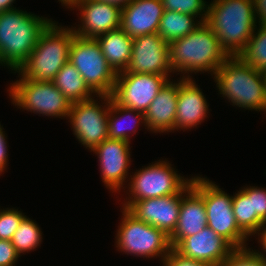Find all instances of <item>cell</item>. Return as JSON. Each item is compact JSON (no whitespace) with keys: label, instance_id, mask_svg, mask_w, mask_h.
Wrapping results in <instances>:
<instances>
[{"label":"cell","instance_id":"obj_39","mask_svg":"<svg viewBox=\"0 0 266 266\" xmlns=\"http://www.w3.org/2000/svg\"><path fill=\"white\" fill-rule=\"evenodd\" d=\"M98 1L111 3L119 6L120 8H123L124 6L128 5L132 0H98Z\"/></svg>","mask_w":266,"mask_h":266},{"label":"cell","instance_id":"obj_3","mask_svg":"<svg viewBox=\"0 0 266 266\" xmlns=\"http://www.w3.org/2000/svg\"><path fill=\"white\" fill-rule=\"evenodd\" d=\"M218 93L232 106L266 113V76L239 56H229L213 75Z\"/></svg>","mask_w":266,"mask_h":266},{"label":"cell","instance_id":"obj_6","mask_svg":"<svg viewBox=\"0 0 266 266\" xmlns=\"http://www.w3.org/2000/svg\"><path fill=\"white\" fill-rule=\"evenodd\" d=\"M122 209L121 223L115 236V247L122 254L140 258H160L162 260L171 250L169 236L160 229L137 219L126 208Z\"/></svg>","mask_w":266,"mask_h":266},{"label":"cell","instance_id":"obj_40","mask_svg":"<svg viewBox=\"0 0 266 266\" xmlns=\"http://www.w3.org/2000/svg\"><path fill=\"white\" fill-rule=\"evenodd\" d=\"M58 1L59 3L61 2L62 6L66 8L72 3V0H58Z\"/></svg>","mask_w":266,"mask_h":266},{"label":"cell","instance_id":"obj_20","mask_svg":"<svg viewBox=\"0 0 266 266\" xmlns=\"http://www.w3.org/2000/svg\"><path fill=\"white\" fill-rule=\"evenodd\" d=\"M174 81L169 79L165 83L144 113L149 132L161 134L175 131L178 82Z\"/></svg>","mask_w":266,"mask_h":266},{"label":"cell","instance_id":"obj_24","mask_svg":"<svg viewBox=\"0 0 266 266\" xmlns=\"http://www.w3.org/2000/svg\"><path fill=\"white\" fill-rule=\"evenodd\" d=\"M53 83L71 103L86 101L96 96L86 85L79 71L70 62H67L59 70Z\"/></svg>","mask_w":266,"mask_h":266},{"label":"cell","instance_id":"obj_9","mask_svg":"<svg viewBox=\"0 0 266 266\" xmlns=\"http://www.w3.org/2000/svg\"><path fill=\"white\" fill-rule=\"evenodd\" d=\"M7 92L13 105L39 116L67 119L72 106L53 81L18 79Z\"/></svg>","mask_w":266,"mask_h":266},{"label":"cell","instance_id":"obj_1","mask_svg":"<svg viewBox=\"0 0 266 266\" xmlns=\"http://www.w3.org/2000/svg\"><path fill=\"white\" fill-rule=\"evenodd\" d=\"M169 62L173 73L182 78H193L191 74L210 73L216 70L229 57L221 48L219 39L206 22H201L192 32L170 42Z\"/></svg>","mask_w":266,"mask_h":266},{"label":"cell","instance_id":"obj_37","mask_svg":"<svg viewBox=\"0 0 266 266\" xmlns=\"http://www.w3.org/2000/svg\"><path fill=\"white\" fill-rule=\"evenodd\" d=\"M258 243L260 244V248H262L260 250H256V252L263 258L266 260V225L256 234Z\"/></svg>","mask_w":266,"mask_h":266},{"label":"cell","instance_id":"obj_35","mask_svg":"<svg viewBox=\"0 0 266 266\" xmlns=\"http://www.w3.org/2000/svg\"><path fill=\"white\" fill-rule=\"evenodd\" d=\"M5 131L0 123V175L7 170L8 167V145H7V134L5 135Z\"/></svg>","mask_w":266,"mask_h":266},{"label":"cell","instance_id":"obj_33","mask_svg":"<svg viewBox=\"0 0 266 266\" xmlns=\"http://www.w3.org/2000/svg\"><path fill=\"white\" fill-rule=\"evenodd\" d=\"M162 263V266H212L206 262L185 257L173 247L162 260Z\"/></svg>","mask_w":266,"mask_h":266},{"label":"cell","instance_id":"obj_13","mask_svg":"<svg viewBox=\"0 0 266 266\" xmlns=\"http://www.w3.org/2000/svg\"><path fill=\"white\" fill-rule=\"evenodd\" d=\"M130 144L107 138L92 150L98 157L102 182L111 193H120L122 188L125 192L131 165Z\"/></svg>","mask_w":266,"mask_h":266},{"label":"cell","instance_id":"obj_34","mask_svg":"<svg viewBox=\"0 0 266 266\" xmlns=\"http://www.w3.org/2000/svg\"><path fill=\"white\" fill-rule=\"evenodd\" d=\"M19 257L10 240L0 239V266H15Z\"/></svg>","mask_w":266,"mask_h":266},{"label":"cell","instance_id":"obj_15","mask_svg":"<svg viewBox=\"0 0 266 266\" xmlns=\"http://www.w3.org/2000/svg\"><path fill=\"white\" fill-rule=\"evenodd\" d=\"M191 188L190 181L178 194L134 201L126 209L137 219L170 236L177 226L181 199Z\"/></svg>","mask_w":266,"mask_h":266},{"label":"cell","instance_id":"obj_25","mask_svg":"<svg viewBox=\"0 0 266 266\" xmlns=\"http://www.w3.org/2000/svg\"><path fill=\"white\" fill-rule=\"evenodd\" d=\"M196 18L179 12L164 11L157 33L169 44L183 38L199 26L201 21Z\"/></svg>","mask_w":266,"mask_h":266},{"label":"cell","instance_id":"obj_26","mask_svg":"<svg viewBox=\"0 0 266 266\" xmlns=\"http://www.w3.org/2000/svg\"><path fill=\"white\" fill-rule=\"evenodd\" d=\"M42 231L35 220L25 216L20 226L15 231L11 240L16 252L21 257L23 254L35 251L42 244Z\"/></svg>","mask_w":266,"mask_h":266},{"label":"cell","instance_id":"obj_18","mask_svg":"<svg viewBox=\"0 0 266 266\" xmlns=\"http://www.w3.org/2000/svg\"><path fill=\"white\" fill-rule=\"evenodd\" d=\"M175 249L185 257L219 266L234 247L207 226L199 233L184 238Z\"/></svg>","mask_w":266,"mask_h":266},{"label":"cell","instance_id":"obj_4","mask_svg":"<svg viewBox=\"0 0 266 266\" xmlns=\"http://www.w3.org/2000/svg\"><path fill=\"white\" fill-rule=\"evenodd\" d=\"M206 23L228 56H238L257 27L253 0H211Z\"/></svg>","mask_w":266,"mask_h":266},{"label":"cell","instance_id":"obj_21","mask_svg":"<svg viewBox=\"0 0 266 266\" xmlns=\"http://www.w3.org/2000/svg\"><path fill=\"white\" fill-rule=\"evenodd\" d=\"M207 227L204 199L191 188L181 199L179 218L174 232L169 236L175 248L184 238L193 236Z\"/></svg>","mask_w":266,"mask_h":266},{"label":"cell","instance_id":"obj_32","mask_svg":"<svg viewBox=\"0 0 266 266\" xmlns=\"http://www.w3.org/2000/svg\"><path fill=\"white\" fill-rule=\"evenodd\" d=\"M18 208L0 209V239L12 240L15 231L26 216Z\"/></svg>","mask_w":266,"mask_h":266},{"label":"cell","instance_id":"obj_14","mask_svg":"<svg viewBox=\"0 0 266 266\" xmlns=\"http://www.w3.org/2000/svg\"><path fill=\"white\" fill-rule=\"evenodd\" d=\"M78 9L80 24L72 26L76 36L96 39L98 36L120 28L121 8L98 0H76L68 7Z\"/></svg>","mask_w":266,"mask_h":266},{"label":"cell","instance_id":"obj_17","mask_svg":"<svg viewBox=\"0 0 266 266\" xmlns=\"http://www.w3.org/2000/svg\"><path fill=\"white\" fill-rule=\"evenodd\" d=\"M178 81L177 111L175 117L176 130H191L201 125L208 117L209 104L200 86L193 78H182Z\"/></svg>","mask_w":266,"mask_h":266},{"label":"cell","instance_id":"obj_8","mask_svg":"<svg viewBox=\"0 0 266 266\" xmlns=\"http://www.w3.org/2000/svg\"><path fill=\"white\" fill-rule=\"evenodd\" d=\"M151 163L130 174L122 208H127L134 201L178 194L192 179L178 174L167 159Z\"/></svg>","mask_w":266,"mask_h":266},{"label":"cell","instance_id":"obj_27","mask_svg":"<svg viewBox=\"0 0 266 266\" xmlns=\"http://www.w3.org/2000/svg\"><path fill=\"white\" fill-rule=\"evenodd\" d=\"M258 27V28H257ZM245 49L238 55L244 62L266 72V26L258 25Z\"/></svg>","mask_w":266,"mask_h":266},{"label":"cell","instance_id":"obj_16","mask_svg":"<svg viewBox=\"0 0 266 266\" xmlns=\"http://www.w3.org/2000/svg\"><path fill=\"white\" fill-rule=\"evenodd\" d=\"M122 72L173 75L168 43L158 33L133 38L130 62Z\"/></svg>","mask_w":266,"mask_h":266},{"label":"cell","instance_id":"obj_19","mask_svg":"<svg viewBox=\"0 0 266 266\" xmlns=\"http://www.w3.org/2000/svg\"><path fill=\"white\" fill-rule=\"evenodd\" d=\"M163 13L161 0H132L121 8L120 28L131 38L157 33Z\"/></svg>","mask_w":266,"mask_h":266},{"label":"cell","instance_id":"obj_12","mask_svg":"<svg viewBox=\"0 0 266 266\" xmlns=\"http://www.w3.org/2000/svg\"><path fill=\"white\" fill-rule=\"evenodd\" d=\"M171 75L117 73L112 100L120 106L146 112Z\"/></svg>","mask_w":266,"mask_h":266},{"label":"cell","instance_id":"obj_7","mask_svg":"<svg viewBox=\"0 0 266 266\" xmlns=\"http://www.w3.org/2000/svg\"><path fill=\"white\" fill-rule=\"evenodd\" d=\"M192 188L204 199L207 226L234 248L248 246L249 237L238 227L232 209L233 196L207 177L192 176Z\"/></svg>","mask_w":266,"mask_h":266},{"label":"cell","instance_id":"obj_2","mask_svg":"<svg viewBox=\"0 0 266 266\" xmlns=\"http://www.w3.org/2000/svg\"><path fill=\"white\" fill-rule=\"evenodd\" d=\"M52 21L17 8L0 13V66L18 71Z\"/></svg>","mask_w":266,"mask_h":266},{"label":"cell","instance_id":"obj_29","mask_svg":"<svg viewBox=\"0 0 266 266\" xmlns=\"http://www.w3.org/2000/svg\"><path fill=\"white\" fill-rule=\"evenodd\" d=\"M232 209L238 227L250 238L252 237L251 199L240 189L233 194Z\"/></svg>","mask_w":266,"mask_h":266},{"label":"cell","instance_id":"obj_10","mask_svg":"<svg viewBox=\"0 0 266 266\" xmlns=\"http://www.w3.org/2000/svg\"><path fill=\"white\" fill-rule=\"evenodd\" d=\"M69 62L75 66L95 95L111 96L117 73L102 54L96 39L73 37Z\"/></svg>","mask_w":266,"mask_h":266},{"label":"cell","instance_id":"obj_5","mask_svg":"<svg viewBox=\"0 0 266 266\" xmlns=\"http://www.w3.org/2000/svg\"><path fill=\"white\" fill-rule=\"evenodd\" d=\"M59 25V26H58ZM75 36L72 27L52 21L39 36L36 47L18 73L19 79L53 81L59 70L69 62L70 46Z\"/></svg>","mask_w":266,"mask_h":266},{"label":"cell","instance_id":"obj_11","mask_svg":"<svg viewBox=\"0 0 266 266\" xmlns=\"http://www.w3.org/2000/svg\"><path fill=\"white\" fill-rule=\"evenodd\" d=\"M109 107L110 96L107 95L72 103L67 120L75 138L90 152L108 138Z\"/></svg>","mask_w":266,"mask_h":266},{"label":"cell","instance_id":"obj_22","mask_svg":"<svg viewBox=\"0 0 266 266\" xmlns=\"http://www.w3.org/2000/svg\"><path fill=\"white\" fill-rule=\"evenodd\" d=\"M96 41L113 70L125 71L132 55L133 38L119 28L98 36Z\"/></svg>","mask_w":266,"mask_h":266},{"label":"cell","instance_id":"obj_31","mask_svg":"<svg viewBox=\"0 0 266 266\" xmlns=\"http://www.w3.org/2000/svg\"><path fill=\"white\" fill-rule=\"evenodd\" d=\"M249 246L234 248L219 266H264L263 259Z\"/></svg>","mask_w":266,"mask_h":266},{"label":"cell","instance_id":"obj_28","mask_svg":"<svg viewBox=\"0 0 266 266\" xmlns=\"http://www.w3.org/2000/svg\"><path fill=\"white\" fill-rule=\"evenodd\" d=\"M241 189L251 199L252 236H254L266 225V188L252 185Z\"/></svg>","mask_w":266,"mask_h":266},{"label":"cell","instance_id":"obj_23","mask_svg":"<svg viewBox=\"0 0 266 266\" xmlns=\"http://www.w3.org/2000/svg\"><path fill=\"white\" fill-rule=\"evenodd\" d=\"M127 120H130V122L133 123V127L130 126L132 129H129L130 127H126ZM141 124L144 125L145 129H147L144 112L120 106L119 104L115 103L110 96V107L108 113L109 139L131 142L130 138L137 133L136 131H138L137 129Z\"/></svg>","mask_w":266,"mask_h":266},{"label":"cell","instance_id":"obj_30","mask_svg":"<svg viewBox=\"0 0 266 266\" xmlns=\"http://www.w3.org/2000/svg\"><path fill=\"white\" fill-rule=\"evenodd\" d=\"M164 11H174L199 18L206 22L208 2L206 0H161Z\"/></svg>","mask_w":266,"mask_h":266},{"label":"cell","instance_id":"obj_36","mask_svg":"<svg viewBox=\"0 0 266 266\" xmlns=\"http://www.w3.org/2000/svg\"><path fill=\"white\" fill-rule=\"evenodd\" d=\"M253 5L258 24L266 26V0H253Z\"/></svg>","mask_w":266,"mask_h":266},{"label":"cell","instance_id":"obj_38","mask_svg":"<svg viewBox=\"0 0 266 266\" xmlns=\"http://www.w3.org/2000/svg\"><path fill=\"white\" fill-rule=\"evenodd\" d=\"M15 1L16 0H0V13L4 12L6 10H10V9L16 8V7L13 6Z\"/></svg>","mask_w":266,"mask_h":266}]
</instances>
